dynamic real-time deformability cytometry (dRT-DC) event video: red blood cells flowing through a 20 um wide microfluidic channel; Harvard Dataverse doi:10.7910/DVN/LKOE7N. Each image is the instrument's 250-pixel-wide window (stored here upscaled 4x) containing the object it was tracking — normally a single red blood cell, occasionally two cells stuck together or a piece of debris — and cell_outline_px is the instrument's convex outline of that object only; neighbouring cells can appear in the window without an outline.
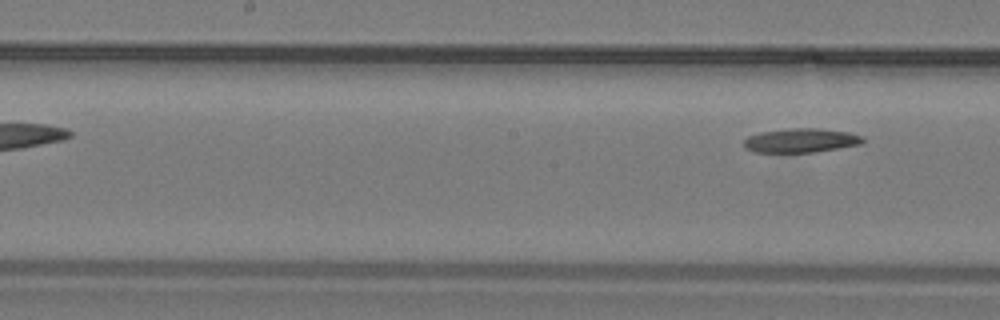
{"species": "common noctule bat (a hibernating species)", "species_latin": "Nyctalus noctula", "temperature_condition": "warm", "stored_images_in_passage": 13, "segment_of_instrument_passage": [2, 2], "camera_frame_rate_fps": 3000, "um_per_image_px": 0.085, "animal": {"sex": "male", "body_mass_g": 19.2, "forearm_length_mm": 51.8}, "frame": {"image": 1, "passage_image": 13, "time_ms": 4.0, "image_size_px": [1000, 320], "cell_outline_px": [[864, 144], [816, 152], [752, 152], [744, 148], [744, 140], [748, 136], [760, 132], [788, 128], [816, 128], [848, 132], [864, 136]], "centroid_in_image_um": [68.09, 11.94], "position_along_channel_um": 180.1, "area_um2": 16.94}}